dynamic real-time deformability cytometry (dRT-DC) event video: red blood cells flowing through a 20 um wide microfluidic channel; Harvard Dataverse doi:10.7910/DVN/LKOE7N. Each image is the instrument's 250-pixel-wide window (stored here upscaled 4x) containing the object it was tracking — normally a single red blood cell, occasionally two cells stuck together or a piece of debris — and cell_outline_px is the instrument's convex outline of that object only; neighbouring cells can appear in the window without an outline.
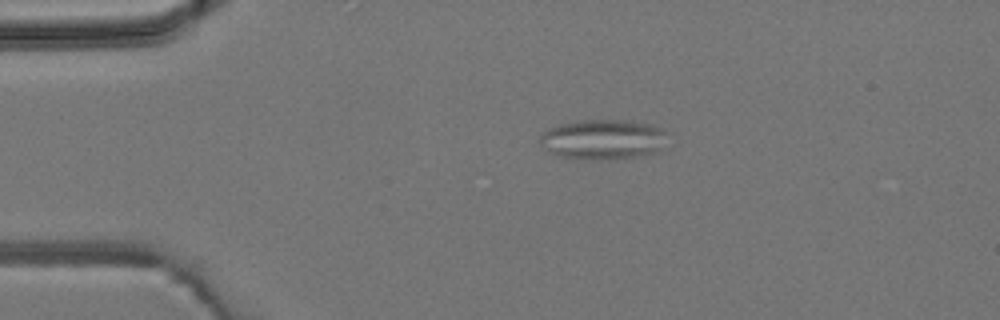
{"species": "common noctule bat (a hibernating species)", "species_latin": "Nyctalus noctula", "temperature_condition": "room temperature", "stored_images_in_passage": 4, "camera_frame_rate_fps": 3000, "um_per_image_px": 0.085, "animal": {"sex": "male", "body_mass_g": 19.2, "forearm_length_mm": 51.8}, "frame": {"image": 1, "passage_image": 2, "time_ms": 2.667, "image_size_px": [1000, 320], "cell_outline_px": [[664, 132], [660, 152], [612, 160], [588, 160], [560, 156], [548, 152], [540, 144], [540, 136], [548, 128], [560, 124], [584, 120], [628, 120], [652, 124], [664, 128]], "centroid_in_image_um": [51.24, 11.86], "position_along_channel_um": 33.8, "area_um2": 29.88}}